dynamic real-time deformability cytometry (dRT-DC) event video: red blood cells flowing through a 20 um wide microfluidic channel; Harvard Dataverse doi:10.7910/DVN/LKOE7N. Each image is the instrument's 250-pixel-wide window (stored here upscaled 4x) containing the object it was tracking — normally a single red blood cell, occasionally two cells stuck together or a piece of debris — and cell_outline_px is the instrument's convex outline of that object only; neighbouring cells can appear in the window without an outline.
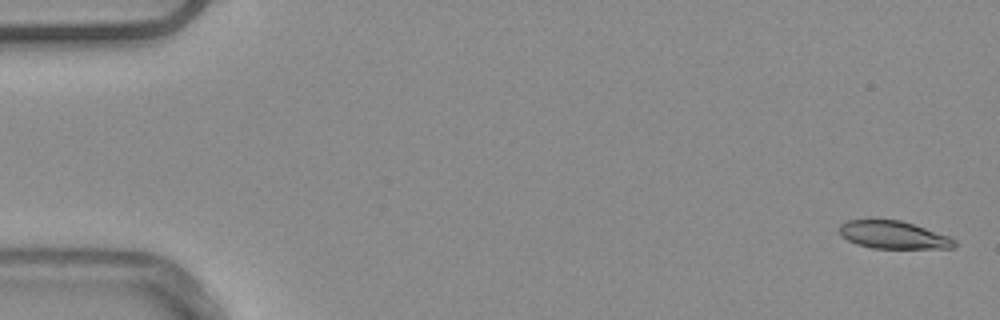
{"species": "common noctule bat (a hibernating species)", "species_latin": "Nyctalus noctula", "temperature_condition": "warm", "stored_images_in_passage": 53, "camera_frame_rate_fps": 3000, "um_per_image_px": 0.085, "animal": {"sex": "male", "body_mass_g": 20.4}, "frame": {"image": 1, "passage_image": 2, "time_ms": 0.333, "image_size_px": [1000, 320], "cell_outline_px": [[956, 244], [952, 248], [872, 248], [856, 244], [840, 236], [840, 224], [848, 220], [900, 220], [948, 236], [956, 240]], "centroid_in_image_um": [75.91, 19.97], "position_along_channel_um": 9.1, "area_um2": 18.32}}
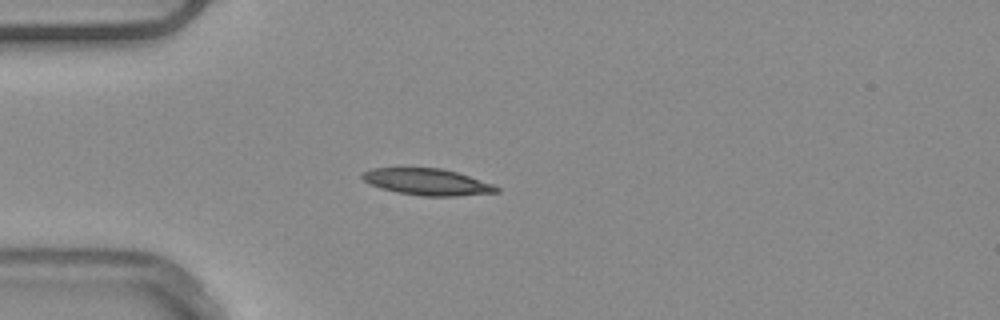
{"frame": {"image": 2, "passage_image": 15, "time_ms": 4.667, "image_size_px": [1000, 320], "cell_outline_px": [[500, 192], [456, 196], [420, 196], [396, 192], [380, 188], [368, 184], [360, 176], [364, 172], [372, 168], [440, 168], [456, 172], [492, 184], [500, 188]], "centroid_in_image_um": [36.29, 15.47], "position_along_channel_um": 48.7, "area_um2": 20.69}}
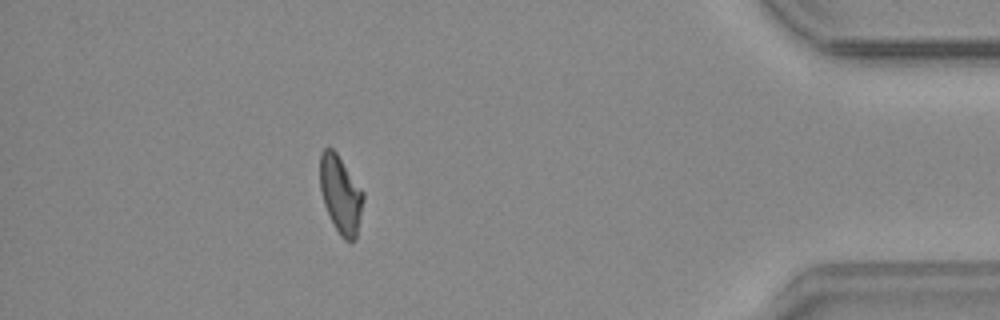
{"frame": {"image": 3, "passage_image": 47, "time_ms": 15.333, "image_size_px": [1000, 320], "cell_outline_px": [[364, 200], [356, 240], [344, 240], [340, 236], [324, 204], [320, 188], [320, 152], [324, 148], [332, 148], [336, 152], [364, 192]], "centroid_in_image_um": [28.96, 16.52], "position_along_channel_um": 406.2, "area_um2": 19.48}, "authors_computed_cell_mechanics": {"area_um2": 19.7676, "velocity_mm_per_s": 3.9307, "shape_relaxation_time_tau1_ms": 6.5489, "shape_relaxation_time_tau2_ms": 6.6563, "deformation_change_tau1": 0.1839, "deformation_change_tau2": 0.1632}}